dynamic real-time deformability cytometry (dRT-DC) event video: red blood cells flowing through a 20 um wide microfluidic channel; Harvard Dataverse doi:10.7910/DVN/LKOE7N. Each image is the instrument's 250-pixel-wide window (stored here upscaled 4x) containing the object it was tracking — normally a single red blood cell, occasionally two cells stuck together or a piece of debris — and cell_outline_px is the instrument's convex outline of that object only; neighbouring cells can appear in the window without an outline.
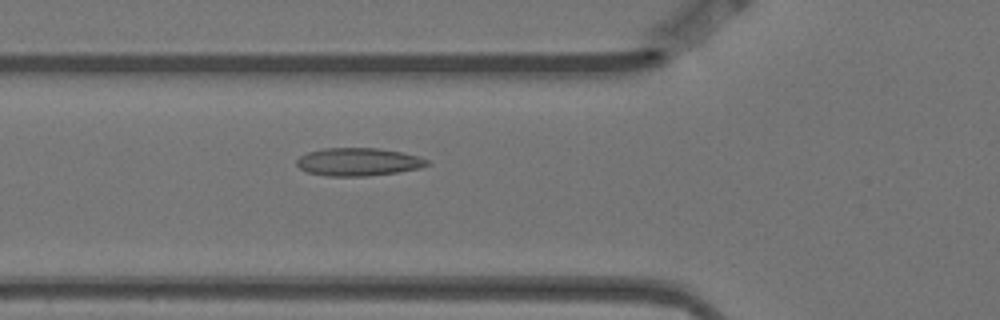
{"species": "Egyptian fruit bat (a non-hibernating species)", "species_latin": "Rousettus aegyptiacus", "temperature_condition": "warm", "stored_images_in_passage": 5, "camera_frame_rate_fps": 3000, "um_per_image_px": 0.085, "animal": {"sex": "female"}, "frame": {"image": 1, "passage_image": 5, "time_ms": 1.333, "image_size_px": [1000, 320], "cell_outline_px": [[432, 164], [420, 168], [396, 172], [368, 176], [328, 176], [308, 172], [300, 168], [296, 164], [296, 160], [300, 156], [308, 152], [324, 148], [380, 148], [420, 156], [428, 160]], "centroid_in_image_um": [30.48, 13.75], "position_along_channel_um": 95.3, "area_um2": 21.27}}